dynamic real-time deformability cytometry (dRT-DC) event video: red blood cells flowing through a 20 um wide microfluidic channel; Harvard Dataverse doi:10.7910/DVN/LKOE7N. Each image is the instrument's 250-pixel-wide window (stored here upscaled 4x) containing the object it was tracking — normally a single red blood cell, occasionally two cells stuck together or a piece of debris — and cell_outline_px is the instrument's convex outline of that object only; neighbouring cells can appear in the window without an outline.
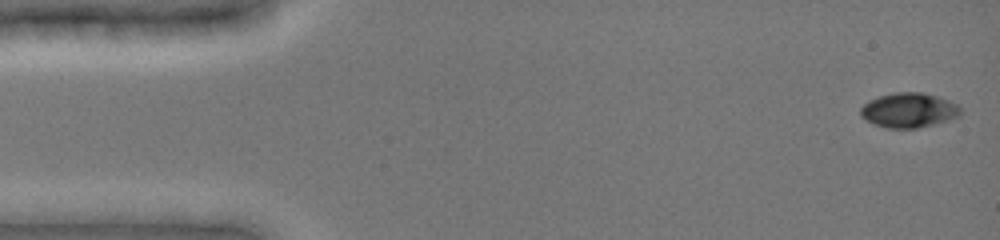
{"species": "common noctule bat (a hibernating species)", "species_latin": "Nyctalus noctula", "temperature_condition": "cold", "stored_images_in_passage": 16, "camera_frame_rate_fps": 3000, "um_per_image_px": 0.085, "animal": {"sex": "female", "body_mass_g": 19.0, "forearm_length_mm": 51.5}, "frame": {"image": 1, "passage_image": 1, "time_ms": 0.0, "image_size_px": [1000, 240], "cell_outline_px": [[960, 116], [948, 120], [916, 128], [888, 128], [876, 124], [860, 116], [860, 108], [868, 100], [880, 96], [896, 92], [920, 92], [936, 96], [948, 100], [956, 104], [960, 108]], "centroid_in_image_um": [77.23, 9.36], "position_along_channel_um": 7.8, "area_um2": 19.94}}
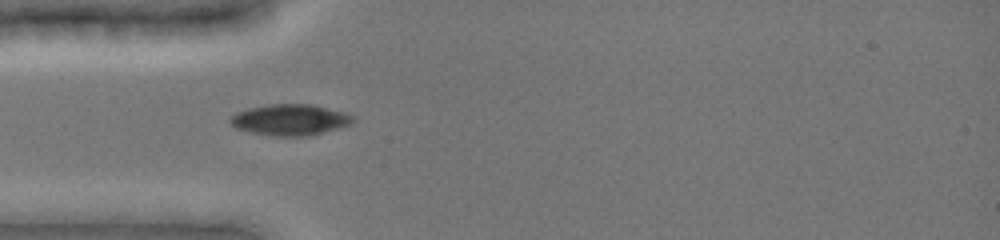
{"frame": {"image": 2, "passage_image": 15, "time_ms": 4.333, "image_size_px": [1000, 240], "cell_outline_px": [[356, 120], [352, 124], [340, 128], [308, 136], [276, 136], [252, 132], [236, 128], [228, 120], [236, 112], [248, 108], [268, 104], [312, 104], [348, 112], [356, 116]], "centroid_in_image_um": [24.74, 10.17], "position_along_channel_um": 60.3, "area_um2": 22.54}}